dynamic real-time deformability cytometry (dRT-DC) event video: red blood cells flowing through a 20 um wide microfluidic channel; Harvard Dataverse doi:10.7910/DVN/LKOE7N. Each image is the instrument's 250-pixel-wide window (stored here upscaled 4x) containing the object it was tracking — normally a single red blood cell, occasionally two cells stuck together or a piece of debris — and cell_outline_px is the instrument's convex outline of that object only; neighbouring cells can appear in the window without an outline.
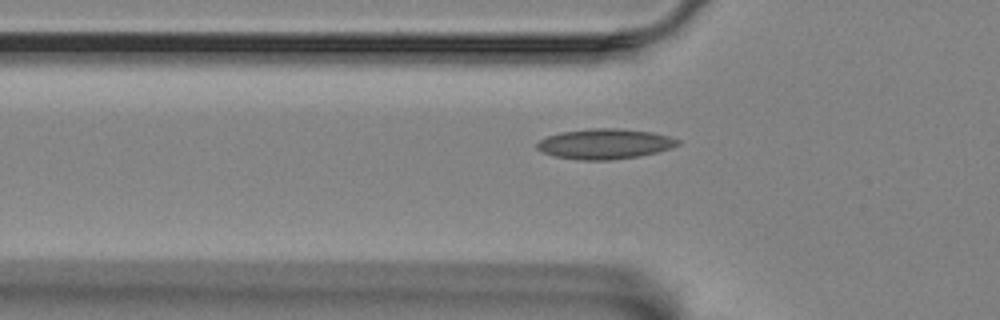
{"species": "Egyptian fruit bat (a non-hibernating species)", "species_latin": "Rousettus aegyptiacus", "temperature_condition": "room temperature", "stored_images_in_passage": 42, "camera_frame_rate_fps": 3000, "um_per_image_px": 0.085, "animal": {"sex": "female"}, "frame": {"image": 1, "passage_image": 7, "time_ms": 2.0, "image_size_px": [1000, 320], "cell_outline_px": [[680, 144], [672, 148], [640, 156], [608, 160], [580, 160], [552, 156], [536, 148], [536, 144], [540, 140], [548, 136], [560, 132], [588, 128], [620, 128], [652, 132], [668, 136], [680, 140]], "centroid_in_image_um": [51.41, 12.22], "position_along_channel_um": 74.4, "area_um2": 24.91}}
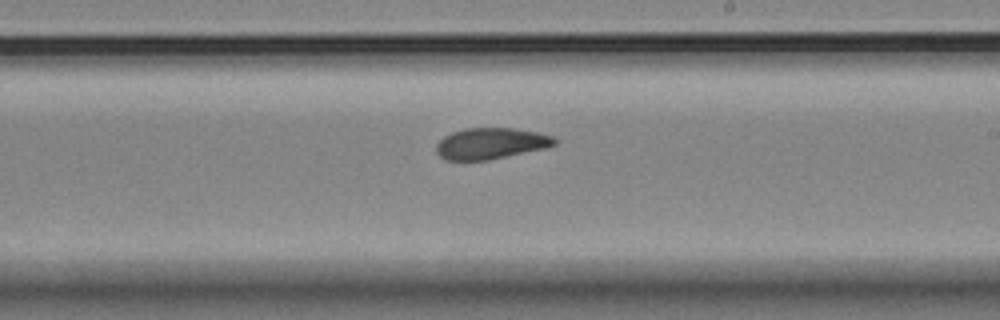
{"frame": {"image": 2, "passage_image": 22, "time_ms": 7.0, "image_size_px": [1000, 320], "cell_outline_px": [[556, 144], [544, 148], [488, 160], [444, 160], [436, 152], [436, 144], [444, 136], [452, 132], [464, 128], [512, 128], [536, 132], [552, 136], [556, 140]], "centroid_in_image_um": [41.67, 12.19], "position_along_channel_um": 247.3, "area_um2": 21.33}}
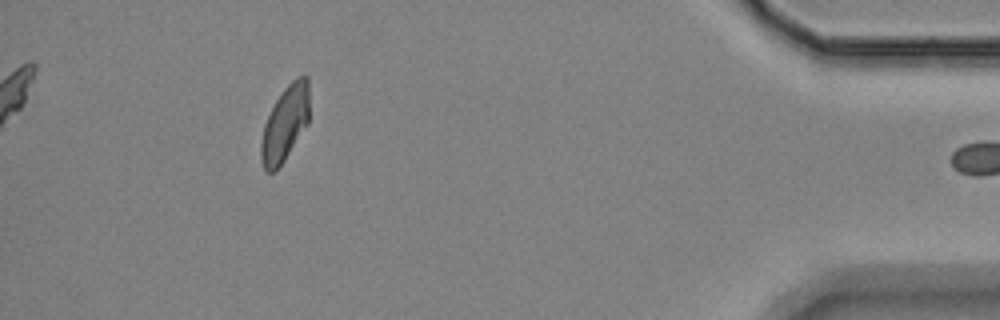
{"frame": {"image": 3, "passage_image": 41, "time_ms": 13.333, "image_size_px": [1000, 320], "cell_outline_px": [[308, 124], [276, 172], [268, 172], [264, 168], [260, 160], [260, 144], [264, 124], [276, 100], [284, 88], [296, 76], [308, 76]], "centroid_in_image_um": [24.21, 10.52], "position_along_channel_um": 411.0, "area_um2": 21.1}}